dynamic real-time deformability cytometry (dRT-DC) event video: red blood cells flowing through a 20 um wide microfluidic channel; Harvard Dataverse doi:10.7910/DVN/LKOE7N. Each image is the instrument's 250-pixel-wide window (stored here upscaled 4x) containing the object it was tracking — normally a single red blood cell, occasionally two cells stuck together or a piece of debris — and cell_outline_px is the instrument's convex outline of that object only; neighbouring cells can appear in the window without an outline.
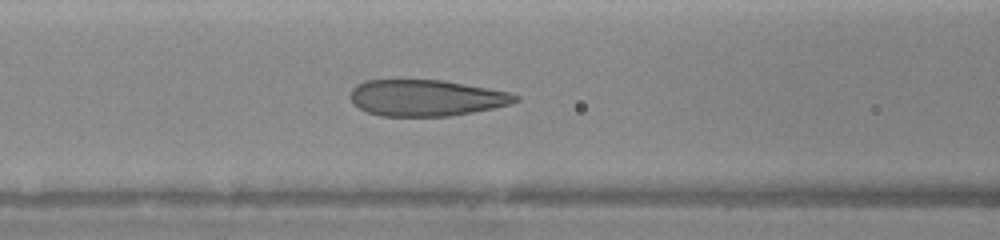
{"species": "human", "species_latin": "Homo sapiens", "temperature_condition": "warm", "stored_images_in_passage": 17, "camera_frame_rate_fps": 3000, "um_per_image_px": 0.085, "donor": {"sex": "female"}, "frame": {"image": 1, "passage_image": 17, "time_ms": 6.333, "image_size_px": [1000, 240], "cell_outline_px": [[520, 100], [508, 104], [492, 108], [452, 116], [380, 116], [368, 112], [352, 104], [352, 88], [356, 84], [364, 80], [444, 80], [508, 92], [520, 96]], "centroid_in_image_um": [36.21, 8.32], "position_along_channel_um": 130.4, "area_um2": 34.8}}